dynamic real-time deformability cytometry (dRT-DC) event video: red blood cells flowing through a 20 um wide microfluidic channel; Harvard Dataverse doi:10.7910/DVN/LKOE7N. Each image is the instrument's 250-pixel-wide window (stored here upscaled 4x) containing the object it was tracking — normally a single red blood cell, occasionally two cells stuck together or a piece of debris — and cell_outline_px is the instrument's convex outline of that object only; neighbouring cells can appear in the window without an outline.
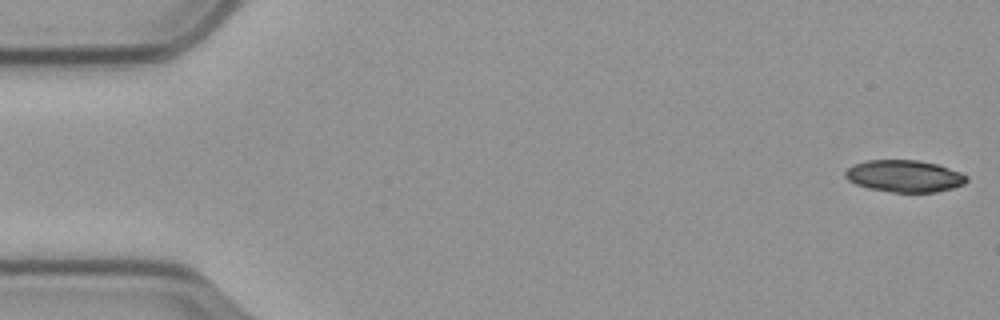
{"species": "common noctule bat (a hibernating species)", "species_latin": "Nyctalus noctula", "temperature_condition": "cold", "stored_images_in_passage": 57, "camera_frame_rate_fps": 3000, "um_per_image_px": 0.085, "animal": {"sex": "male", "body_mass_g": 23.1, "forearm_length_mm": 52.7}, "frame": {"image": 1, "passage_image": 1, "time_ms": 0.0, "image_size_px": [1000, 320], "cell_outline_px": [[968, 180], [964, 184], [952, 188], [936, 192], [892, 192], [868, 188], [856, 184], [848, 180], [844, 176], [844, 172], [852, 164], [868, 160], [920, 160], [936, 164], [960, 172], [968, 176]], "centroid_in_image_um": [76.86, 14.96], "position_along_channel_um": 8.1, "area_um2": 22.66}}
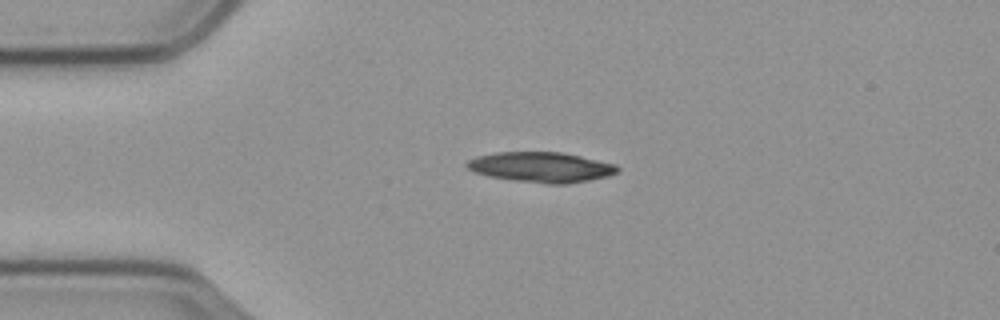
{"frame": {"image": 2, "passage_image": 13, "time_ms": 4.0, "image_size_px": [1000, 320], "cell_outline_px": [[620, 168], [616, 172], [608, 176], [568, 184], [544, 184], [488, 176], [476, 172], [468, 168], [464, 164], [468, 160], [476, 156], [496, 152], [560, 152], [580, 156], [616, 164]], "centroid_in_image_um": [45.99, 14.21], "position_along_channel_um": 39.0, "area_um2": 26.41}}
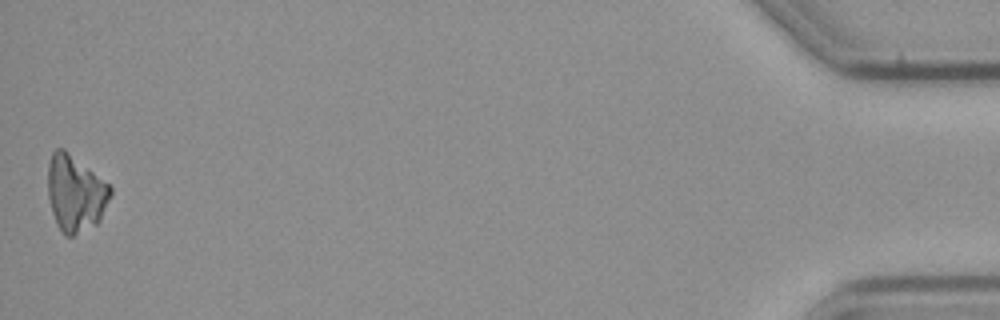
{"frame": {"image": 3, "passage_image": 57, "time_ms": 18.667, "image_size_px": [1000, 320], "cell_outline_px": [[112, 192], [100, 220], [96, 224], [72, 236], [64, 236], [56, 224], [52, 212], [48, 196], [48, 164], [52, 152], [56, 148], [64, 148], [108, 184], [112, 188]], "centroid_in_image_um": [6.38, 16.43], "position_along_channel_um": 428.8, "area_um2": 27.69}}